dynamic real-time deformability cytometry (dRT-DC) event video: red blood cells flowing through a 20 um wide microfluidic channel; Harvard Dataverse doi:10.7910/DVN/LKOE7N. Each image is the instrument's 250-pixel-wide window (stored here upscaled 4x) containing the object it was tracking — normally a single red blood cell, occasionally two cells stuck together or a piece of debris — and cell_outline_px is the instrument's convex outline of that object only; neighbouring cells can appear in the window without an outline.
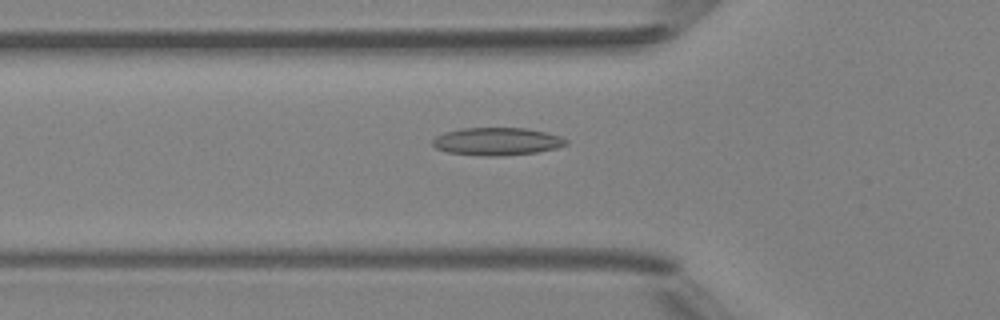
{"species": "Egyptian fruit bat (a non-hibernating species)", "species_latin": "Rousettus aegyptiacus", "temperature_condition": "room temperature", "stored_images_in_passage": 49, "camera_frame_rate_fps": 3000, "um_per_image_px": 0.085, "animal": {"sex": "female"}, "frame": {"image": 1, "passage_image": 17, "time_ms": 5.333, "image_size_px": [1000, 320], "cell_outline_px": [[568, 144], [556, 148], [536, 152], [500, 156], [484, 156], [448, 152], [436, 148], [432, 144], [432, 140], [436, 136], [444, 132], [464, 128], [524, 128], [548, 132], [560, 136], [568, 140]], "centroid_in_image_um": [42.26, 12.02], "position_along_channel_um": 83.5, "area_um2": 21.56}}
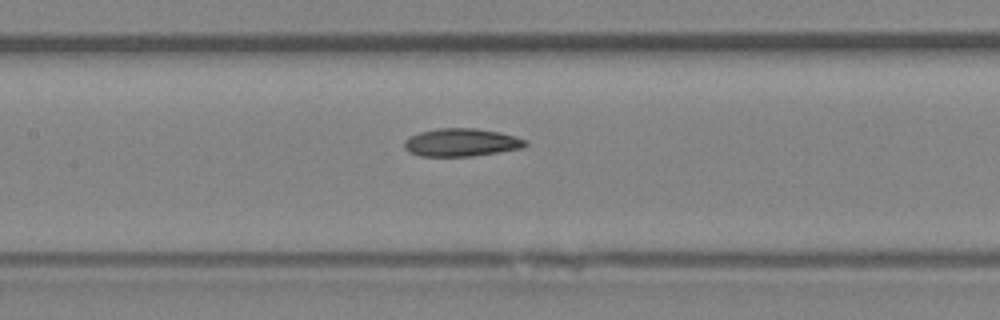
{"frame": {"image": 2, "passage_image": 23, "time_ms": 7.333, "image_size_px": [1000, 320], "cell_outline_px": [[528, 144], [524, 148], [472, 156], [420, 156], [408, 152], [404, 148], [404, 140], [408, 136], [420, 132], [436, 128], [476, 128], [500, 132], [516, 136], [528, 140]], "centroid_in_image_um": [39.22, 12.1], "position_along_channel_um": 168.2, "area_um2": 20.0}}
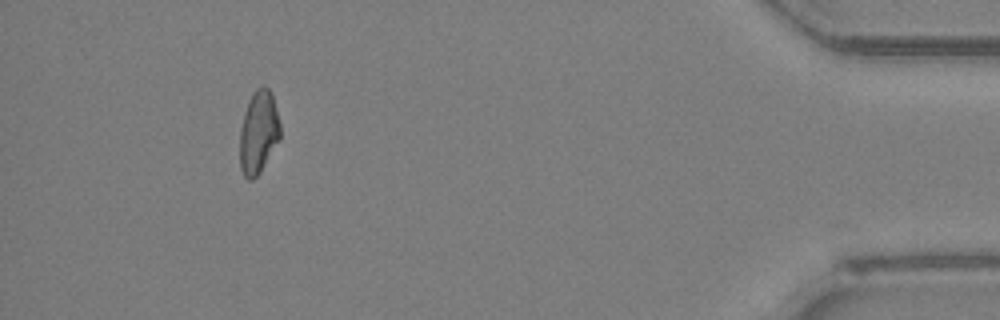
{"frame": {"image": 3, "passage_image": 45, "time_ms": 14.667, "image_size_px": [1000, 320], "cell_outline_px": [[280, 140], [260, 172], [252, 180], [248, 180], [244, 176], [240, 168], [240, 128], [244, 112], [248, 100], [252, 92], [256, 88], [264, 84], [272, 92], [280, 124]], "centroid_in_image_um": [21.97, 11.21], "position_along_channel_um": 413.2, "area_um2": 19.83}, "authors_computed_cell_mechanics": {"area_um2": 19.8254, "velocity_mm_per_s": 4.2415, "shape_relaxation_time_tau1_ms": null, "shape_relaxation_time_tau2_ms": 6.9525, "deformation_change_tau1": null, "deformation_change_tau2": 0.1598}}